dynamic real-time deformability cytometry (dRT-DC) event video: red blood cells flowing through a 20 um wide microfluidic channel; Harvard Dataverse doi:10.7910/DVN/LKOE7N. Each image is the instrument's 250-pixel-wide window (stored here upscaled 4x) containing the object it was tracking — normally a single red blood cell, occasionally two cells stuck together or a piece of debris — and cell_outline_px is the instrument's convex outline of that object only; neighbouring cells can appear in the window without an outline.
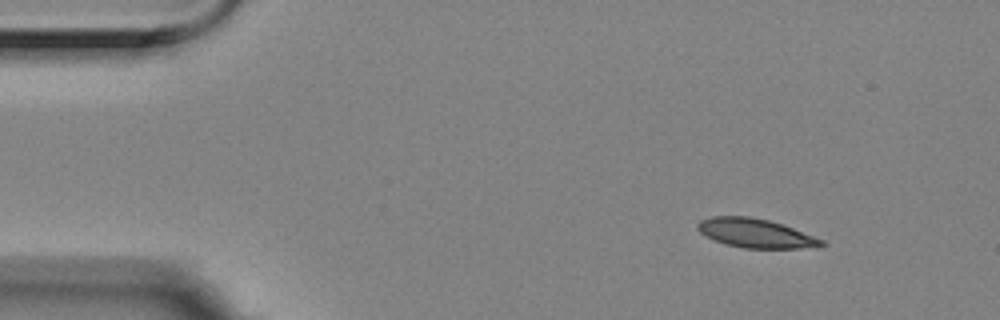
{"species": "Egyptian fruit bat (a non-hibernating species)", "species_latin": "Rousettus aegyptiacus", "temperature_condition": "room temperature", "stored_images_in_passage": 3, "camera_frame_rate_fps": 3000, "um_per_image_px": 0.085, "animal": {"sex": "female"}, "frame": {"image": 1, "passage_image": 1, "time_ms": 0.0, "image_size_px": [1000, 320], "cell_outline_px": [[828, 244], [816, 248], [744, 248], [728, 244], [716, 240], [700, 232], [696, 228], [696, 224], [700, 220], [712, 216], [748, 216], [768, 220], [792, 228], [824, 240]], "centroid_in_image_um": [64.25, 19.82], "position_along_channel_um": 20.7, "area_um2": 20.75}}
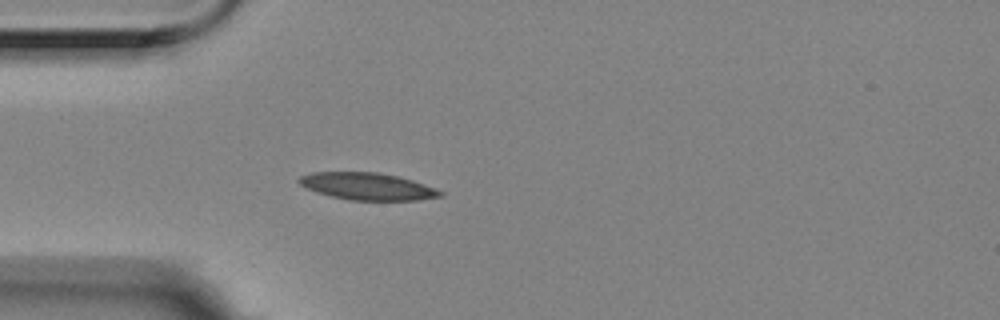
{"frame": {"image": 2, "passage_image": 3, "time_ms": 0.667, "image_size_px": [1000, 320], "cell_outline_px": [[444, 196], [416, 200], [348, 200], [316, 192], [300, 184], [296, 180], [300, 176], [312, 172], [380, 172], [400, 176], [436, 188], [444, 192]], "centroid_in_image_um": [31.26, 15.83], "position_along_channel_um": 53.7, "area_um2": 22.43}}